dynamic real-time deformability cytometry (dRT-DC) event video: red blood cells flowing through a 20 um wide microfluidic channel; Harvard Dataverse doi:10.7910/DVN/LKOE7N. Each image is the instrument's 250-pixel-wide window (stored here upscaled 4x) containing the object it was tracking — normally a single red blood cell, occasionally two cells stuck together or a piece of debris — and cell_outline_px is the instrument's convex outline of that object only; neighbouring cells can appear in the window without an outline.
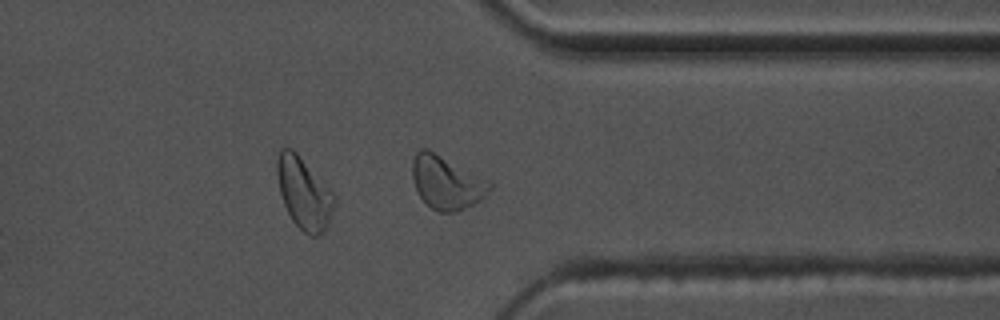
{"species": "common noctule bat (a hibernating species)", "species_latin": "Nyctalus noctula", "temperature_condition": "warm", "stored_images_in_passage": 31, "camera_frame_rate_fps": 3000, "um_per_image_px": 0.085, "animal": {"sex": "male", "body_mass_g": 17.5, "forearm_length_mm": 52.3}, "frame": {"image": 1, "passage_image": 27, "time_ms": 8.667, "image_size_px": [1000, 320], "cell_outline_px": [[492, 188], [480, 200], [456, 212], [440, 212], [432, 208], [416, 192], [412, 176], [412, 160], [416, 152], [420, 148], [428, 148], [488, 180], [492, 184]], "centroid_in_image_um": [37.93, 15.49], "position_along_channel_um": 373.5, "area_um2": 23.87}, "authors_computed_cell_mechanics": {"area_um2": 21.675, "velocity_mm_per_s": 3.6425, "shape_relaxation_time_tau1_ms": 5.9659, "shape_relaxation_time_tau2_ms": 1.442, "deformation_change_tau1": 0.1729, "deformation_change_tau2": 0.0719}}